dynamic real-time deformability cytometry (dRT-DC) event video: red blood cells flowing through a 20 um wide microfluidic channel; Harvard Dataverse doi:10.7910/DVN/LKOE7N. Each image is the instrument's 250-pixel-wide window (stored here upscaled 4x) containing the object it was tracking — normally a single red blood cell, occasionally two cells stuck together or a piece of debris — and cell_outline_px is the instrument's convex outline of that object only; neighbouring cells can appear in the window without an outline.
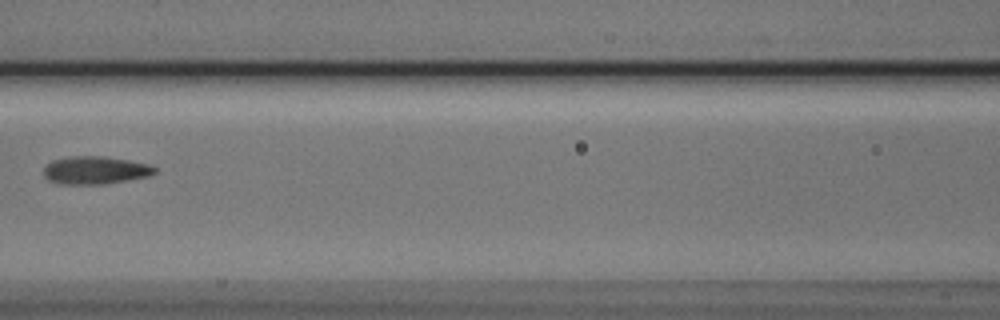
{"species": "Egyptian fruit bat (a non-hibernating species)", "species_latin": "Rousettus aegyptiacus", "temperature_condition": "cold", "stored_images_in_passage": 5, "camera_frame_rate_fps": 3000, "um_per_image_px": 0.085, "animal": {"sex": "male"}, "frame": {"image": 1, "passage_image": 5, "time_ms": 1.333, "image_size_px": [1000, 320], "cell_outline_px": [[156, 172], [148, 176], [104, 184], [56, 184], [48, 180], [44, 176], [44, 168], [52, 160], [72, 156], [104, 156], [152, 164], [156, 168]], "centroid_in_image_um": [8.09, 14.47], "position_along_channel_um": 158.5, "area_um2": 18.09}}